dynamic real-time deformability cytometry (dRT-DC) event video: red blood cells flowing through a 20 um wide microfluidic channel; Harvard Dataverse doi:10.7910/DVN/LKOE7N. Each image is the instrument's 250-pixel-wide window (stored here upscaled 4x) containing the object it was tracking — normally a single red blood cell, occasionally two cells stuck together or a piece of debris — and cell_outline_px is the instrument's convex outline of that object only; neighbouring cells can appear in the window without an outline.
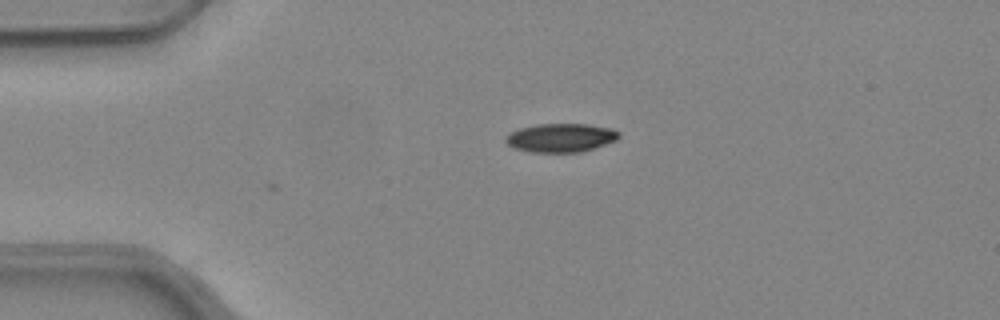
{"species": "common noctule bat (a hibernating species)", "species_latin": "Nyctalus noctula", "temperature_condition": "warm", "stored_images_in_passage": 4, "camera_frame_rate_fps": 3000, "um_per_image_px": 0.085, "animal": {"sex": "female", "body_mass_g": 24.6, "forearm_length_mm": 56.2}, "frame": {"image": 1, "passage_image": 1, "time_ms": 0.0, "image_size_px": [1000, 320], "cell_outline_px": [[620, 136], [616, 140], [580, 152], [528, 152], [512, 148], [504, 140], [504, 136], [508, 132], [520, 128], [536, 124], [588, 124], [612, 128], [620, 132]], "centroid_in_image_um": [47.61, 11.7], "position_along_channel_um": 37.4, "area_um2": 19.07}}